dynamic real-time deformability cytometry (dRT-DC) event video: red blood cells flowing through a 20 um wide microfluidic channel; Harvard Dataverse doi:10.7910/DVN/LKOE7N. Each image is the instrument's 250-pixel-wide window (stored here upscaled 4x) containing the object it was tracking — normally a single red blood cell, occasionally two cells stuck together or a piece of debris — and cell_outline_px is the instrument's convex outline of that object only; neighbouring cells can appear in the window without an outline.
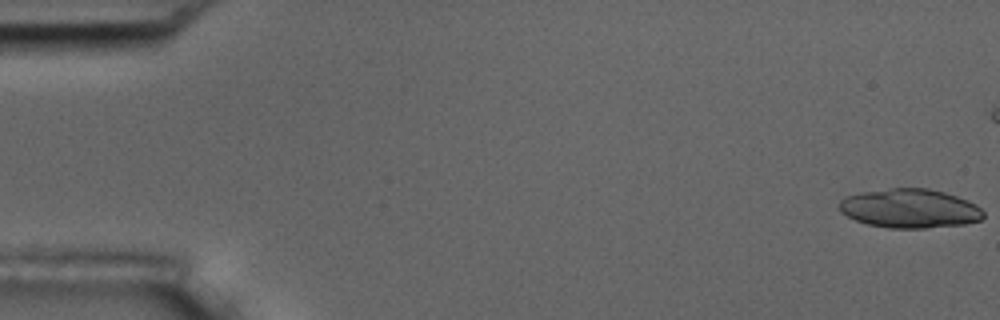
{"species": "common noctule bat (a hibernating species)", "species_latin": "Nyctalus noctula", "temperature_condition": "room temperature", "stored_images_in_passage": 7, "camera_frame_rate_fps": 3000, "um_per_image_px": 0.085, "animal": {"sex": "male", "body_mass_g": 17.5, "forearm_length_mm": 52.3}, "frame": {"image": 1, "passage_image": 1, "time_ms": 0.0, "image_size_px": [1000, 320], "cell_outline_px": [[984, 216], [980, 220], [964, 224], [928, 228], [888, 228], [868, 224], [856, 220], [840, 212], [840, 200], [844, 196], [864, 192], [892, 188], [928, 188], [944, 192], [956, 196], [976, 204], [984, 212]], "centroid_in_image_um": [77.34, 17.72], "position_along_channel_um": 7.7, "area_um2": 32.71}}